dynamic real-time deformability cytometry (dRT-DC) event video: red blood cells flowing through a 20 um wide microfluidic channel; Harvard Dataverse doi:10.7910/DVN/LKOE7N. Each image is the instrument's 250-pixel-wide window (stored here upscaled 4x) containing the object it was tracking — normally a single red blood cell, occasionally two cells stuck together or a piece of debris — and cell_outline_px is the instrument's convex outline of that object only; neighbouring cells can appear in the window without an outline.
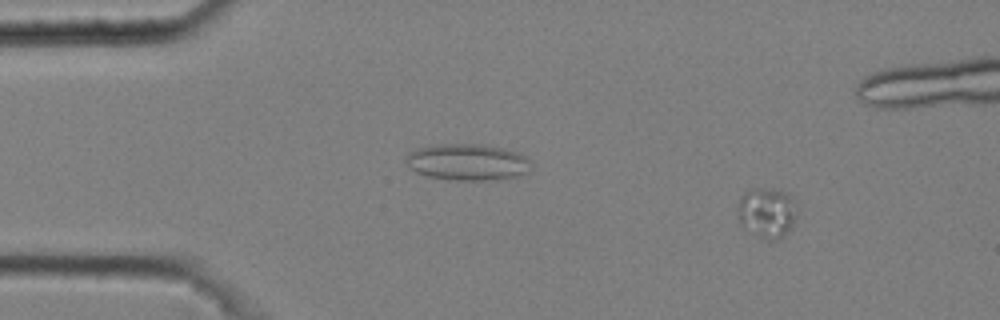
{"species": "common noctule bat (a hibernating species)", "species_latin": "Nyctalus noctula", "temperature_condition": "cold", "stored_images_in_passage": 10, "camera_frame_rate_fps": 3000, "um_per_image_px": 0.085, "animal": {"sex": "male", "body_mass_g": 20.4}, "frame": {"image": 1, "passage_image": 1, "time_ms": 0.0, "image_size_px": [1000, 320], "cell_outline_px": [[796, 216], [792, 224], [776, 240], [768, 240], [760, 236], [744, 224], [740, 220], [740, 196], [744, 192], [752, 188], [756, 188], [788, 192]], "centroid_in_image_um": [65.18, 18.03], "position_along_channel_um": 19.8, "area_um2": 16.07}}
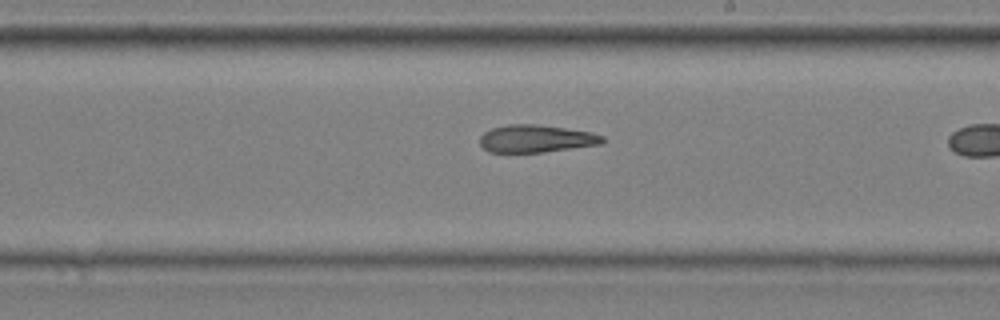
{"frame": {"image": 2, "passage_image": 10, "time_ms": 3.0, "image_size_px": [1000, 320], "cell_outline_px": [[608, 140], [600, 144], [544, 152], [488, 152], [480, 144], [480, 136], [484, 132], [492, 128], [508, 124], [536, 124], [592, 132], [604, 136]], "centroid_in_image_um": [45.58, 11.78], "position_along_channel_um": 243.4, "area_um2": 19.71}}